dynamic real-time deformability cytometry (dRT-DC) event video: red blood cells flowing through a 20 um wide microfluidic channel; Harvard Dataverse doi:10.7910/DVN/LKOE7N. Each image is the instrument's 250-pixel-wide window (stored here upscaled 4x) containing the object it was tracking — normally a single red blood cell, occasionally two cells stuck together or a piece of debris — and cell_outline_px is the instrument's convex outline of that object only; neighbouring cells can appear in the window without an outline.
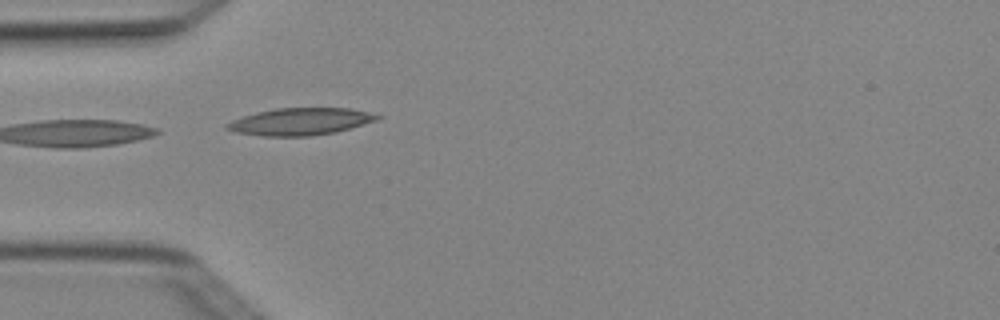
{"species": "Egyptian fruit bat (a non-hibernating species)", "species_latin": "Rousettus aegyptiacus", "temperature_condition": "cold", "stored_images_in_passage": 4, "camera_frame_rate_fps": 3000, "um_per_image_px": 0.085, "animal": {"sex": "female"}, "frame": {"image": 1, "passage_image": 4, "time_ms": 1.0, "image_size_px": [1000, 320], "cell_outline_px": [[384, 116], [380, 120], [336, 132], [312, 136], [260, 136], [236, 132], [224, 128], [224, 124], [232, 120], [256, 112], [276, 108], [348, 108], [368, 112]], "centroid_in_image_um": [25.55, 10.34], "position_along_channel_um": 59.5, "area_um2": 23.99}}